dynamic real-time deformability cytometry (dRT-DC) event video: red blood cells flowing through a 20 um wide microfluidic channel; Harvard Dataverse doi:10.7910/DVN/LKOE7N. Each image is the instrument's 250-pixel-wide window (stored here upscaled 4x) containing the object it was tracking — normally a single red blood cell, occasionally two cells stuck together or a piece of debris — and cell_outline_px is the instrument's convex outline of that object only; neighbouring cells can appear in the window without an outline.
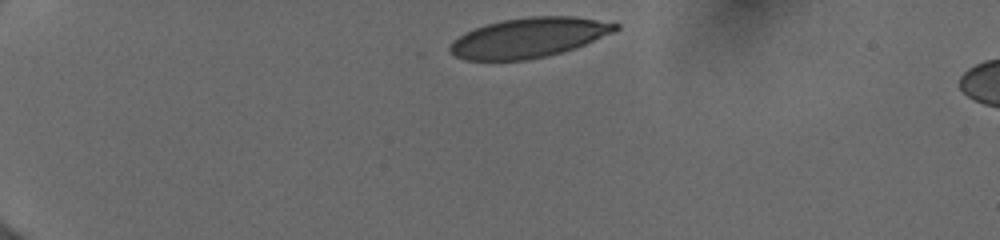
{"species": "human", "species_latin": "Homo sapiens", "temperature_condition": "cold", "stored_images_in_passage": 24, "camera_frame_rate_fps": 3000, "um_per_image_px": 0.085, "donor": {"sex": "female"}, "frame": {"image": 1, "passage_image": 1, "time_ms": 0.0, "image_size_px": [1000, 240], "cell_outline_px": [[620, 28], [612, 32], [584, 44], [560, 52], [544, 56], [524, 60], [464, 60], [456, 56], [448, 48], [452, 40], [464, 32], [484, 24], [504, 20], [528, 16], [572, 16], [620, 24]], "centroid_in_image_um": [44.88, 3.19], "position_along_channel_um": 40.1, "area_um2": 37.97}}
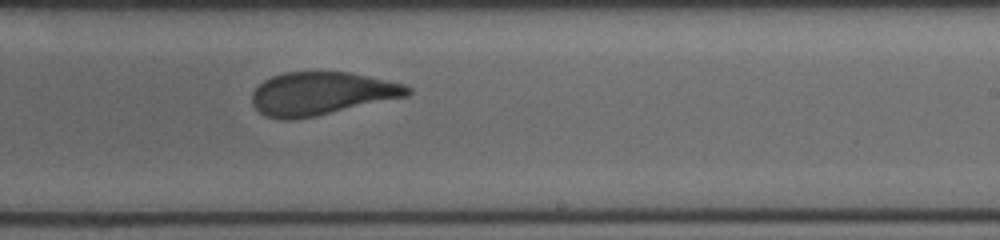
{"frame": {"image": 2, "passage_image": 15, "time_ms": 7.333, "image_size_px": [1000, 240], "cell_outline_px": [[412, 92], [408, 96], [316, 116], [292, 120], [280, 120], [264, 116], [252, 104], [252, 92], [264, 80], [272, 76], [284, 72], [348, 72], [368, 76], [404, 84], [412, 88]], "centroid_in_image_um": [27.31, 7.96], "position_along_channel_um": 261.7, "area_um2": 39.07}}
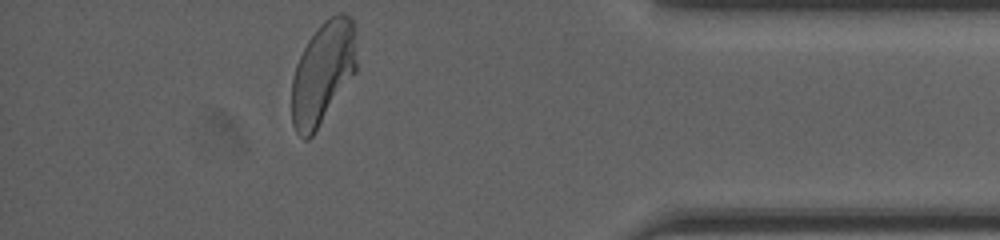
{"frame": {"image": 3, "passage_image": 24, "time_ms": 11.667, "image_size_px": [1000, 240], "cell_outline_px": [[356, 72], [312, 136], [308, 140], [304, 140], [296, 132], [292, 124], [292, 76], [296, 64], [308, 40], [320, 24], [328, 16], [336, 12], [344, 12], [352, 16], [356, 32]], "centroid_in_image_um": [27.46, 6.14], "position_along_channel_um": 407.7, "area_um2": 39.19}, "authors_computed_cell_mechanics": {"area_um2": 39.593, "velocity_mm_per_s": 3.9734, "shape_relaxation_time_tau1_ms": 9.5966, "shape_relaxation_time_tau2_ms": 0.8834, "deformation_change_tau1": 0.2573, "deformation_change_tau2": 0.088}}